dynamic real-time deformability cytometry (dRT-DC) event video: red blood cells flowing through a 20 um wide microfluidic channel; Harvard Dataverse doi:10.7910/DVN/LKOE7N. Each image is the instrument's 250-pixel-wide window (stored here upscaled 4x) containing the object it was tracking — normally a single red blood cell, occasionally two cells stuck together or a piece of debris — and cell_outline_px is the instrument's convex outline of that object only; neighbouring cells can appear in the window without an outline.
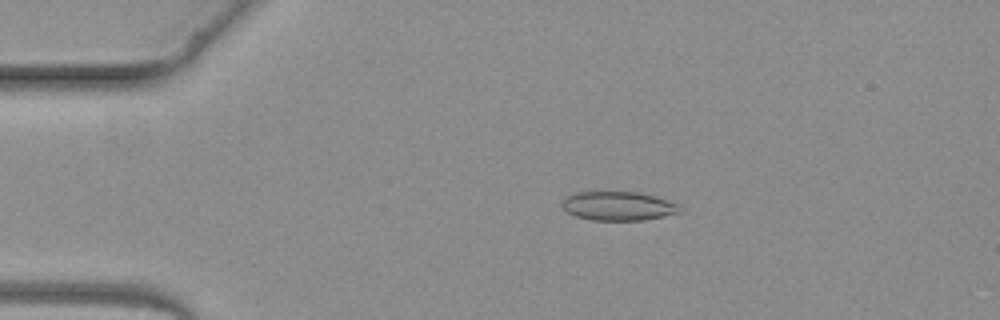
{"species": "common noctule bat (a hibernating species)", "species_latin": "Nyctalus noctula", "temperature_condition": "warm", "stored_images_in_passage": 4, "camera_frame_rate_fps": 3000, "um_per_image_px": 0.085, "animal": {"sex": "female", "body_mass_g": 19.3, "forearm_length_mm": 54.1}, "frame": {"image": 1, "passage_image": 3, "time_ms": 2.667, "image_size_px": [1000, 320], "cell_outline_px": [[684, 212], [644, 220], [592, 220], [576, 216], [568, 212], [560, 204], [560, 200], [576, 192], [636, 192], [652, 196], [680, 204], [684, 208]], "centroid_in_image_um": [52.58, 17.52], "position_along_channel_um": 32.4, "area_um2": 19.94}}